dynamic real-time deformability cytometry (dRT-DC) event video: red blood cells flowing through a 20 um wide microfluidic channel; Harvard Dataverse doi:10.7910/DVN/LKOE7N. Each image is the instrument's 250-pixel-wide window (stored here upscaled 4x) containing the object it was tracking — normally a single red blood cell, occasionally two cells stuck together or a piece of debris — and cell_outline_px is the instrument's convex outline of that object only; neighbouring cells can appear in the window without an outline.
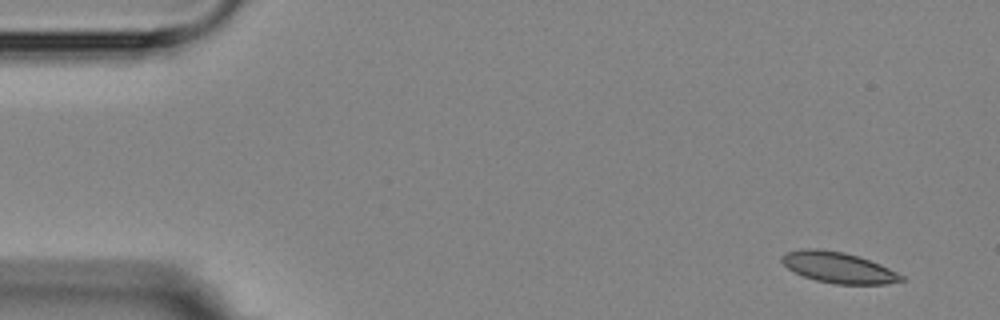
{"species": "Egyptian fruit bat (a non-hibernating species)", "species_latin": "Rousettus aegyptiacus", "temperature_condition": "room temperature", "stored_images_in_passage": 6, "camera_frame_rate_fps": 3000, "um_per_image_px": 0.085, "animal": {"sex": "female"}, "frame": {"image": 1, "passage_image": 1, "time_ms": 0.0, "image_size_px": [1000, 320], "cell_outline_px": [[904, 280], [884, 284], [836, 284], [816, 280], [804, 276], [788, 268], [780, 260], [780, 256], [788, 252], [804, 248], [816, 248], [844, 252], [880, 264], [904, 276]], "centroid_in_image_um": [71.24, 22.73], "position_along_channel_um": 13.8, "area_um2": 21.21}}
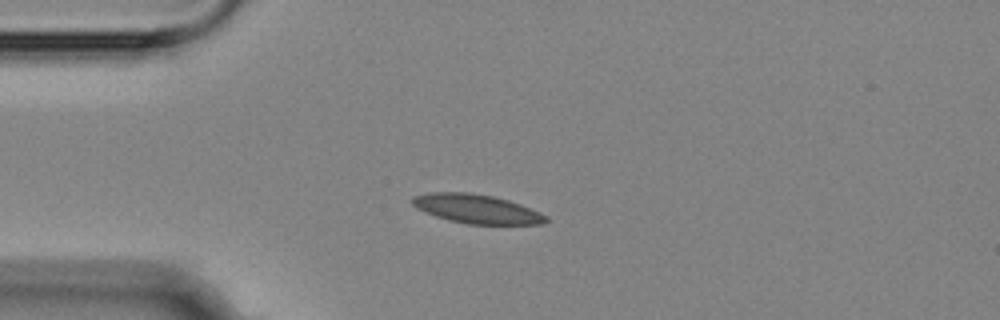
{"frame": {"image": 2, "passage_image": 4, "time_ms": 3.333, "image_size_px": [1000, 320], "cell_outline_px": [[548, 220], [540, 224], [468, 224], [448, 220], [424, 212], [416, 208], [412, 204], [412, 196], [432, 192], [472, 192], [492, 196], [508, 200], [520, 204], [540, 212], [548, 216]], "centroid_in_image_um": [40.5, 17.75], "position_along_channel_um": 44.5, "area_um2": 22.6}}
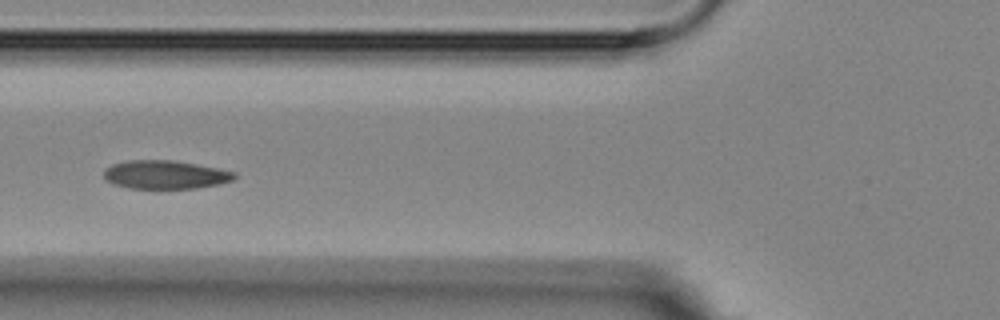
{"frame": {"image": 3, "passage_image": 6, "time_ms": 5.667, "image_size_px": [1000, 320], "cell_outline_px": [[236, 176], [232, 180], [216, 184], [196, 188], [128, 188], [112, 184], [104, 180], [104, 168], [112, 164], [128, 160], [176, 160], [236, 172]], "centroid_in_image_um": [13.98, 14.84], "position_along_channel_um": 111.8, "area_um2": 21.68}}